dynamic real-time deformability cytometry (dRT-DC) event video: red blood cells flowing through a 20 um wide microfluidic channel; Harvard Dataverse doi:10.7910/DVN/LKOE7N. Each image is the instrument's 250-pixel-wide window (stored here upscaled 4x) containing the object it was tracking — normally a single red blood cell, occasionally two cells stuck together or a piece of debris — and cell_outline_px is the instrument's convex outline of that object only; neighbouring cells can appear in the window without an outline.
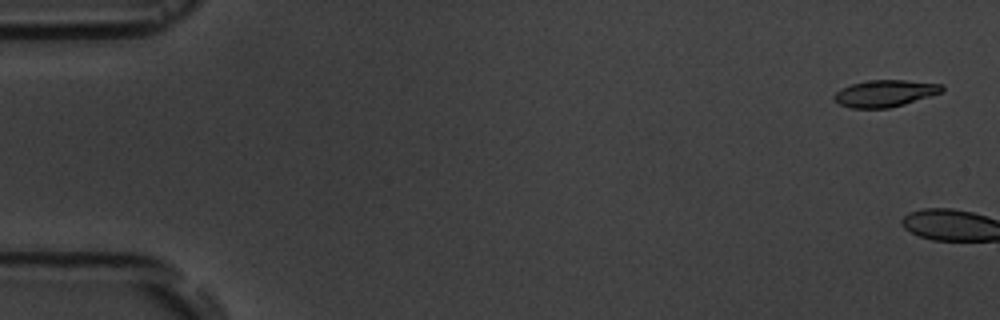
{"species": "common noctule bat (a hibernating species)", "species_latin": "Nyctalus noctula", "temperature_condition": "room temperature", "stored_images_in_passage": 2, "camera_frame_rate_fps": 3000, "um_per_image_px": 0.085, "animal": {"sex": "male", "body_mass_g": 19.5, "forearm_length_mm": 54.6}, "frame": {"image": 1, "passage_image": 1, "time_ms": 0.0, "image_size_px": [1000, 320], "cell_outline_px": [[944, 88], [940, 92], [904, 104], [888, 108], [852, 108], [840, 104], [832, 96], [840, 88], [852, 84], [872, 80], [904, 80], [944, 84]], "centroid_in_image_um": [75.2, 7.93], "position_along_channel_um": 9.8, "area_um2": 16.59}}